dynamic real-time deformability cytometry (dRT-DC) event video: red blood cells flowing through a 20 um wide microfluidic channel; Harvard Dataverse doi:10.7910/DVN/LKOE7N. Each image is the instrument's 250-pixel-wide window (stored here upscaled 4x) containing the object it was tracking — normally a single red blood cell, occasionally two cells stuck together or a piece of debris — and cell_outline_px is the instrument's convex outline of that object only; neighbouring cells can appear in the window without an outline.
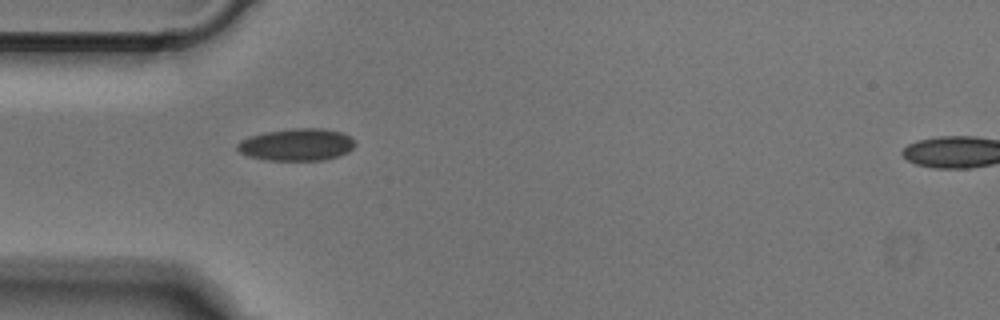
{"species": "Egyptian fruit bat (a non-hibernating species)", "species_latin": "Rousettus aegyptiacus", "temperature_condition": "cold", "stored_images_in_passage": 37, "camera_frame_rate_fps": 3000, "um_per_image_px": 0.085, "animal": {"sex": "male"}, "frame": {"image": 1, "passage_image": 1, "time_ms": 0.0, "image_size_px": [1000, 320], "cell_outline_px": [[356, 144], [348, 152], [340, 156], [324, 160], [268, 160], [248, 156], [240, 152], [236, 148], [236, 144], [240, 140], [264, 132], [292, 128], [324, 128], [340, 132], [348, 136]], "centroid_in_image_um": [25.21, 12.29], "position_along_channel_um": 59.8, "area_um2": 22.08}}
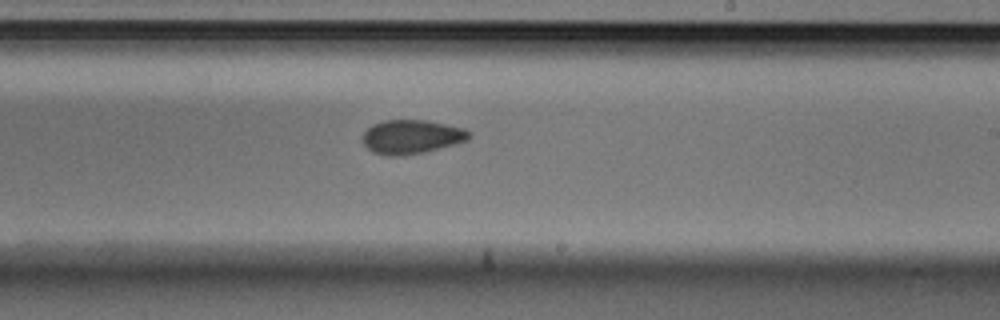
{"frame": {"image": 2, "passage_image": 16, "time_ms": 5.0, "image_size_px": [1000, 320], "cell_outline_px": [[472, 136], [468, 140], [456, 144], [424, 152], [392, 156], [388, 156], [372, 152], [364, 144], [364, 132], [372, 124], [384, 120], [424, 120], [464, 128], [472, 132]], "centroid_in_image_um": [35.01, 11.62], "position_along_channel_um": 254.0, "area_um2": 20.98}}
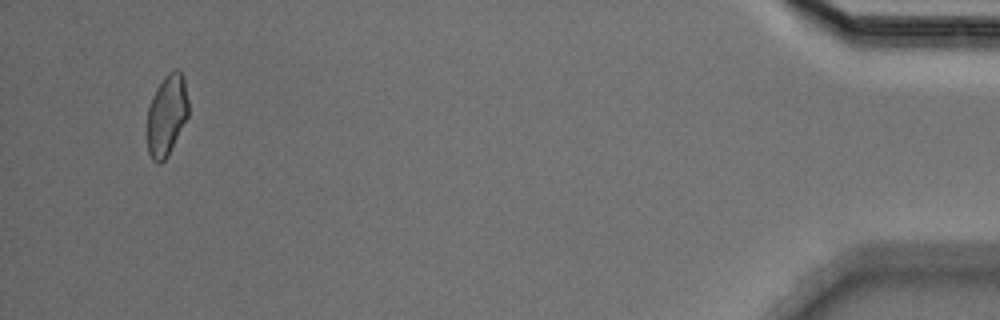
{"frame": {"image": 3, "passage_image": 35, "time_ms": 11.333, "image_size_px": [1000, 320], "cell_outline_px": [[188, 116], [168, 156], [160, 164], [156, 164], [152, 160], [148, 152], [148, 108], [152, 96], [156, 88], [164, 76], [168, 72], [176, 68], [184, 76], [188, 100]], "centroid_in_image_um": [14.18, 9.78], "position_along_channel_um": 421.0, "area_um2": 19.59}}